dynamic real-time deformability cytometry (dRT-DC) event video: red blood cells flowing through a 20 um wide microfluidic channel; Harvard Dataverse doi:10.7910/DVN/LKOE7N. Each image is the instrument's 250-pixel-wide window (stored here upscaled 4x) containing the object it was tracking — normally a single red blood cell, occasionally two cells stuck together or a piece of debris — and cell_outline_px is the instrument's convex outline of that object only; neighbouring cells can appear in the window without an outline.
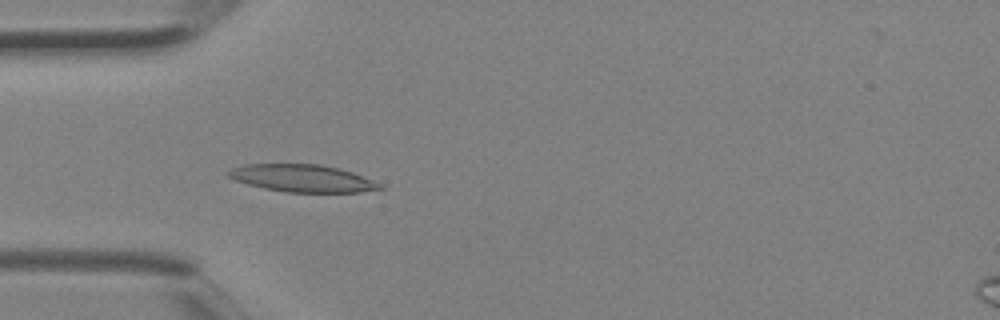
{"species": "Egyptian fruit bat (a non-hibernating species)", "species_latin": "Rousettus aegyptiacus", "temperature_condition": "room temperature", "stored_images_in_passage": 3, "camera_frame_rate_fps": 3000, "um_per_image_px": 0.085, "animal": {"sex": "female"}, "frame": {"image": 1, "passage_image": 2, "time_ms": 0.333, "image_size_px": [1000, 320], "cell_outline_px": [[384, 188], [360, 192], [288, 192], [264, 188], [248, 184], [236, 180], [228, 176], [228, 172], [232, 168], [244, 164], [320, 164], [340, 168], [352, 172], [384, 184]], "centroid_in_image_um": [25.75, 15.15], "position_along_channel_um": 59.2, "area_um2": 24.1}}